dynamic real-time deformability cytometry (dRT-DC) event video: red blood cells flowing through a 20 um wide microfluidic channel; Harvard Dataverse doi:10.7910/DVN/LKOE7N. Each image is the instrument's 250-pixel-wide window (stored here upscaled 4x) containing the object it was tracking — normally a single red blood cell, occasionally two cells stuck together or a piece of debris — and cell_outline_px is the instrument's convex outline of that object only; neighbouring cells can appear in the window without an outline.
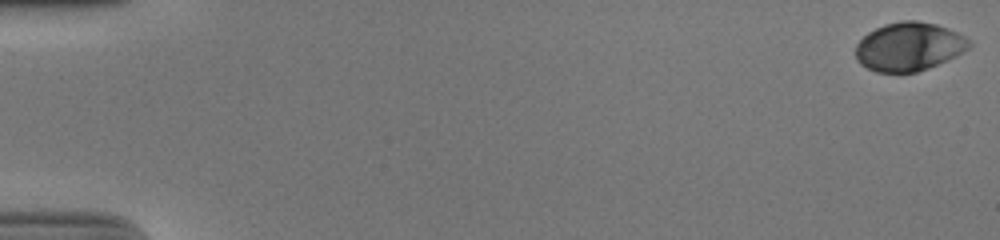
{"species": "human", "species_latin": "Homo sapiens", "temperature_condition": "cold", "stored_images_in_passage": 55, "camera_frame_rate_fps": 3000, "um_per_image_px": 0.085, "donor": {"sex": "male"}, "frame": {"image": 1, "passage_image": 1, "time_ms": 0.0, "image_size_px": [1000, 240], "cell_outline_px": [[972, 44], [968, 48], [956, 56], [928, 68], [916, 72], [876, 72], [860, 64], [856, 60], [856, 44], [868, 32], [884, 24], [900, 20], [916, 20], [936, 24], [948, 28], [964, 36]], "centroid_in_image_um": [77.24, 3.95], "position_along_channel_um": 7.8, "area_um2": 32.08}}
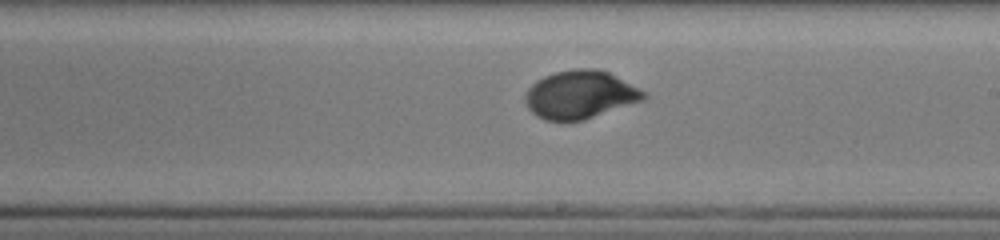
{"frame": {"image": 2, "passage_image": 33, "time_ms": 10.667, "image_size_px": [1000, 240], "cell_outline_px": [[648, 96], [644, 100], [584, 120], [544, 120], [536, 116], [528, 108], [524, 100], [524, 96], [528, 88], [536, 80], [544, 76], [556, 72], [580, 68], [592, 68], [608, 72], [644, 92]], "centroid_in_image_um": [49.27, 8.05], "position_along_channel_um": 239.7, "area_um2": 32.89}}
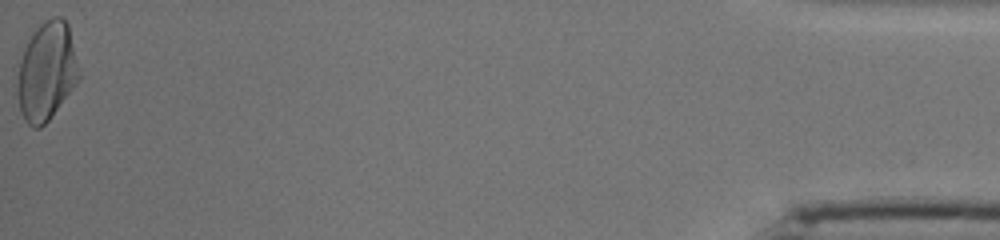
{"frame": {"image": 3, "passage_image": 55, "time_ms": 18.0, "image_size_px": [1000, 240], "cell_outline_px": [[80, 80], [48, 120], [40, 128], [32, 128], [24, 120], [20, 112], [16, 88], [16, 84], [20, 60], [24, 48], [28, 40], [36, 28], [44, 20], [52, 16], [60, 16], [68, 24], [80, 72]], "centroid_in_image_um": [3.95, 6.07], "position_along_channel_um": 431.2, "area_um2": 35.55}, "authors_computed_cell_mechanics": {"area_um2": 32.1946, "velocity_mm_per_s": 3.8342, "shape_relaxation_time_tau1_ms": 3.2272, "shape_relaxation_time_tau2_ms": null, "deformation_change_tau1": 0.1381, "deformation_change_tau2": null}}